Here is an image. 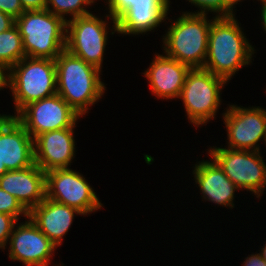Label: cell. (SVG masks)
Wrapping results in <instances>:
<instances>
[{
	"label": "cell",
	"mask_w": 266,
	"mask_h": 266,
	"mask_svg": "<svg viewBox=\"0 0 266 266\" xmlns=\"http://www.w3.org/2000/svg\"><path fill=\"white\" fill-rule=\"evenodd\" d=\"M242 33L234 16H215L209 31L203 69L228 81L238 69L248 65L254 48Z\"/></svg>",
	"instance_id": "6da1fadb"
},
{
	"label": "cell",
	"mask_w": 266,
	"mask_h": 266,
	"mask_svg": "<svg viewBox=\"0 0 266 266\" xmlns=\"http://www.w3.org/2000/svg\"><path fill=\"white\" fill-rule=\"evenodd\" d=\"M57 94L79 115L99 100L105 90L100 71L66 49L55 59Z\"/></svg>",
	"instance_id": "7a4b0ae2"
},
{
	"label": "cell",
	"mask_w": 266,
	"mask_h": 266,
	"mask_svg": "<svg viewBox=\"0 0 266 266\" xmlns=\"http://www.w3.org/2000/svg\"><path fill=\"white\" fill-rule=\"evenodd\" d=\"M26 57L55 60L66 47V21L47 9L26 10L15 19Z\"/></svg>",
	"instance_id": "3957f363"
},
{
	"label": "cell",
	"mask_w": 266,
	"mask_h": 266,
	"mask_svg": "<svg viewBox=\"0 0 266 266\" xmlns=\"http://www.w3.org/2000/svg\"><path fill=\"white\" fill-rule=\"evenodd\" d=\"M206 18V14L183 13L163 38L166 56L191 69L203 68L212 24Z\"/></svg>",
	"instance_id": "277c9868"
},
{
	"label": "cell",
	"mask_w": 266,
	"mask_h": 266,
	"mask_svg": "<svg viewBox=\"0 0 266 266\" xmlns=\"http://www.w3.org/2000/svg\"><path fill=\"white\" fill-rule=\"evenodd\" d=\"M9 71L8 86L17 114L28 104L57 93L55 60L24 57Z\"/></svg>",
	"instance_id": "5b68a950"
},
{
	"label": "cell",
	"mask_w": 266,
	"mask_h": 266,
	"mask_svg": "<svg viewBox=\"0 0 266 266\" xmlns=\"http://www.w3.org/2000/svg\"><path fill=\"white\" fill-rule=\"evenodd\" d=\"M227 81L203 68L191 69L179 97L191 123L196 126L214 118L220 106V91Z\"/></svg>",
	"instance_id": "8992f818"
},
{
	"label": "cell",
	"mask_w": 266,
	"mask_h": 266,
	"mask_svg": "<svg viewBox=\"0 0 266 266\" xmlns=\"http://www.w3.org/2000/svg\"><path fill=\"white\" fill-rule=\"evenodd\" d=\"M113 29L120 34L145 33L167 16L169 0H108Z\"/></svg>",
	"instance_id": "52a82bcc"
},
{
	"label": "cell",
	"mask_w": 266,
	"mask_h": 266,
	"mask_svg": "<svg viewBox=\"0 0 266 266\" xmlns=\"http://www.w3.org/2000/svg\"><path fill=\"white\" fill-rule=\"evenodd\" d=\"M209 152L211 159L239 189L244 188L261 196L266 185V165L259 151L213 148Z\"/></svg>",
	"instance_id": "ba28073f"
},
{
	"label": "cell",
	"mask_w": 266,
	"mask_h": 266,
	"mask_svg": "<svg viewBox=\"0 0 266 266\" xmlns=\"http://www.w3.org/2000/svg\"><path fill=\"white\" fill-rule=\"evenodd\" d=\"M106 24L92 13L67 20L65 49L100 70L108 38Z\"/></svg>",
	"instance_id": "9c48e42d"
},
{
	"label": "cell",
	"mask_w": 266,
	"mask_h": 266,
	"mask_svg": "<svg viewBox=\"0 0 266 266\" xmlns=\"http://www.w3.org/2000/svg\"><path fill=\"white\" fill-rule=\"evenodd\" d=\"M69 168L45 172L46 198L76 208L82 215L102 207L85 178Z\"/></svg>",
	"instance_id": "30bf717a"
},
{
	"label": "cell",
	"mask_w": 266,
	"mask_h": 266,
	"mask_svg": "<svg viewBox=\"0 0 266 266\" xmlns=\"http://www.w3.org/2000/svg\"><path fill=\"white\" fill-rule=\"evenodd\" d=\"M14 117L34 139L44 132L71 128L80 116L56 93L28 104Z\"/></svg>",
	"instance_id": "8fae6325"
},
{
	"label": "cell",
	"mask_w": 266,
	"mask_h": 266,
	"mask_svg": "<svg viewBox=\"0 0 266 266\" xmlns=\"http://www.w3.org/2000/svg\"><path fill=\"white\" fill-rule=\"evenodd\" d=\"M229 140L228 149L259 151L256 144L266 139V110L260 107L241 108L230 105L224 113ZM256 145V146H255Z\"/></svg>",
	"instance_id": "7c38bea8"
},
{
	"label": "cell",
	"mask_w": 266,
	"mask_h": 266,
	"mask_svg": "<svg viewBox=\"0 0 266 266\" xmlns=\"http://www.w3.org/2000/svg\"><path fill=\"white\" fill-rule=\"evenodd\" d=\"M0 162L8 171L22 170L35 164L34 140L11 115H0Z\"/></svg>",
	"instance_id": "4fadbf2b"
},
{
	"label": "cell",
	"mask_w": 266,
	"mask_h": 266,
	"mask_svg": "<svg viewBox=\"0 0 266 266\" xmlns=\"http://www.w3.org/2000/svg\"><path fill=\"white\" fill-rule=\"evenodd\" d=\"M13 230L10 239L9 258L26 266H47L56 245L42 233L30 218ZM52 254V255H51Z\"/></svg>",
	"instance_id": "5bb4252c"
},
{
	"label": "cell",
	"mask_w": 266,
	"mask_h": 266,
	"mask_svg": "<svg viewBox=\"0 0 266 266\" xmlns=\"http://www.w3.org/2000/svg\"><path fill=\"white\" fill-rule=\"evenodd\" d=\"M48 131L34 140V159L44 172L68 168L75 153L73 128Z\"/></svg>",
	"instance_id": "9a60e30c"
},
{
	"label": "cell",
	"mask_w": 266,
	"mask_h": 266,
	"mask_svg": "<svg viewBox=\"0 0 266 266\" xmlns=\"http://www.w3.org/2000/svg\"><path fill=\"white\" fill-rule=\"evenodd\" d=\"M0 188L14 196L29 212L46 197L45 172L36 164L7 171L0 177Z\"/></svg>",
	"instance_id": "2e32d148"
},
{
	"label": "cell",
	"mask_w": 266,
	"mask_h": 266,
	"mask_svg": "<svg viewBox=\"0 0 266 266\" xmlns=\"http://www.w3.org/2000/svg\"><path fill=\"white\" fill-rule=\"evenodd\" d=\"M191 68L166 55H156L145 76L150 82L151 92L158 98H179L185 79Z\"/></svg>",
	"instance_id": "e0dca14e"
},
{
	"label": "cell",
	"mask_w": 266,
	"mask_h": 266,
	"mask_svg": "<svg viewBox=\"0 0 266 266\" xmlns=\"http://www.w3.org/2000/svg\"><path fill=\"white\" fill-rule=\"evenodd\" d=\"M82 214L76 208L55 202L46 198L28 212V218L56 246L60 245L62 237L68 232L73 216Z\"/></svg>",
	"instance_id": "ac0fdd59"
},
{
	"label": "cell",
	"mask_w": 266,
	"mask_h": 266,
	"mask_svg": "<svg viewBox=\"0 0 266 266\" xmlns=\"http://www.w3.org/2000/svg\"><path fill=\"white\" fill-rule=\"evenodd\" d=\"M196 183L200 187L204 199L223 206H233L234 191L239 189L224 173L223 169L213 159L195 165Z\"/></svg>",
	"instance_id": "d6986e66"
},
{
	"label": "cell",
	"mask_w": 266,
	"mask_h": 266,
	"mask_svg": "<svg viewBox=\"0 0 266 266\" xmlns=\"http://www.w3.org/2000/svg\"><path fill=\"white\" fill-rule=\"evenodd\" d=\"M26 57L23 40L16 25L0 33V63L8 69Z\"/></svg>",
	"instance_id": "ffe728a7"
},
{
	"label": "cell",
	"mask_w": 266,
	"mask_h": 266,
	"mask_svg": "<svg viewBox=\"0 0 266 266\" xmlns=\"http://www.w3.org/2000/svg\"><path fill=\"white\" fill-rule=\"evenodd\" d=\"M94 3V0H47V10L52 12L54 15L61 17L63 20L65 14L72 15V19L91 14L83 6ZM49 4L52 6L50 9Z\"/></svg>",
	"instance_id": "44dd1931"
},
{
	"label": "cell",
	"mask_w": 266,
	"mask_h": 266,
	"mask_svg": "<svg viewBox=\"0 0 266 266\" xmlns=\"http://www.w3.org/2000/svg\"><path fill=\"white\" fill-rule=\"evenodd\" d=\"M189 2L200 7L201 11H198L197 14H207L208 10L216 13L221 12L217 17L234 16L232 11L234 4L230 0H189Z\"/></svg>",
	"instance_id": "7402d4cb"
},
{
	"label": "cell",
	"mask_w": 266,
	"mask_h": 266,
	"mask_svg": "<svg viewBox=\"0 0 266 266\" xmlns=\"http://www.w3.org/2000/svg\"><path fill=\"white\" fill-rule=\"evenodd\" d=\"M0 213L9 214L18 219L20 214L28 218V211L22 204L11 194L0 188Z\"/></svg>",
	"instance_id": "603a6c76"
},
{
	"label": "cell",
	"mask_w": 266,
	"mask_h": 266,
	"mask_svg": "<svg viewBox=\"0 0 266 266\" xmlns=\"http://www.w3.org/2000/svg\"><path fill=\"white\" fill-rule=\"evenodd\" d=\"M17 220L14 216L0 213V248H5Z\"/></svg>",
	"instance_id": "cb8c5ba5"
},
{
	"label": "cell",
	"mask_w": 266,
	"mask_h": 266,
	"mask_svg": "<svg viewBox=\"0 0 266 266\" xmlns=\"http://www.w3.org/2000/svg\"><path fill=\"white\" fill-rule=\"evenodd\" d=\"M0 11L18 18L25 10L23 9L20 0H0Z\"/></svg>",
	"instance_id": "d4e9b609"
},
{
	"label": "cell",
	"mask_w": 266,
	"mask_h": 266,
	"mask_svg": "<svg viewBox=\"0 0 266 266\" xmlns=\"http://www.w3.org/2000/svg\"><path fill=\"white\" fill-rule=\"evenodd\" d=\"M23 9L43 10L47 8V0H20Z\"/></svg>",
	"instance_id": "484cf974"
},
{
	"label": "cell",
	"mask_w": 266,
	"mask_h": 266,
	"mask_svg": "<svg viewBox=\"0 0 266 266\" xmlns=\"http://www.w3.org/2000/svg\"><path fill=\"white\" fill-rule=\"evenodd\" d=\"M15 25V19L0 11V33L9 30Z\"/></svg>",
	"instance_id": "4316f807"
},
{
	"label": "cell",
	"mask_w": 266,
	"mask_h": 266,
	"mask_svg": "<svg viewBox=\"0 0 266 266\" xmlns=\"http://www.w3.org/2000/svg\"><path fill=\"white\" fill-rule=\"evenodd\" d=\"M244 263L245 264L243 266H266V262L264 261L260 253L247 257Z\"/></svg>",
	"instance_id": "83f0119b"
},
{
	"label": "cell",
	"mask_w": 266,
	"mask_h": 266,
	"mask_svg": "<svg viewBox=\"0 0 266 266\" xmlns=\"http://www.w3.org/2000/svg\"><path fill=\"white\" fill-rule=\"evenodd\" d=\"M6 71L8 72L9 69L2 63H0V89L4 88L5 86H8L9 74H6Z\"/></svg>",
	"instance_id": "f1b7e54d"
},
{
	"label": "cell",
	"mask_w": 266,
	"mask_h": 266,
	"mask_svg": "<svg viewBox=\"0 0 266 266\" xmlns=\"http://www.w3.org/2000/svg\"><path fill=\"white\" fill-rule=\"evenodd\" d=\"M261 10H262L261 16H262V20H263V27L266 31V1L262 2V9Z\"/></svg>",
	"instance_id": "f546056e"
},
{
	"label": "cell",
	"mask_w": 266,
	"mask_h": 266,
	"mask_svg": "<svg viewBox=\"0 0 266 266\" xmlns=\"http://www.w3.org/2000/svg\"><path fill=\"white\" fill-rule=\"evenodd\" d=\"M8 170H7V168H6V166L4 165V164H1V162H0V177L4 174V173H6Z\"/></svg>",
	"instance_id": "4dcf8cb0"
},
{
	"label": "cell",
	"mask_w": 266,
	"mask_h": 266,
	"mask_svg": "<svg viewBox=\"0 0 266 266\" xmlns=\"http://www.w3.org/2000/svg\"><path fill=\"white\" fill-rule=\"evenodd\" d=\"M260 255L262 256V258L266 262V244H265L264 248H262Z\"/></svg>",
	"instance_id": "1f68e13d"
},
{
	"label": "cell",
	"mask_w": 266,
	"mask_h": 266,
	"mask_svg": "<svg viewBox=\"0 0 266 266\" xmlns=\"http://www.w3.org/2000/svg\"><path fill=\"white\" fill-rule=\"evenodd\" d=\"M233 4H237V2L239 1L240 2V0H230Z\"/></svg>",
	"instance_id": "d6a6232c"
}]
</instances>
